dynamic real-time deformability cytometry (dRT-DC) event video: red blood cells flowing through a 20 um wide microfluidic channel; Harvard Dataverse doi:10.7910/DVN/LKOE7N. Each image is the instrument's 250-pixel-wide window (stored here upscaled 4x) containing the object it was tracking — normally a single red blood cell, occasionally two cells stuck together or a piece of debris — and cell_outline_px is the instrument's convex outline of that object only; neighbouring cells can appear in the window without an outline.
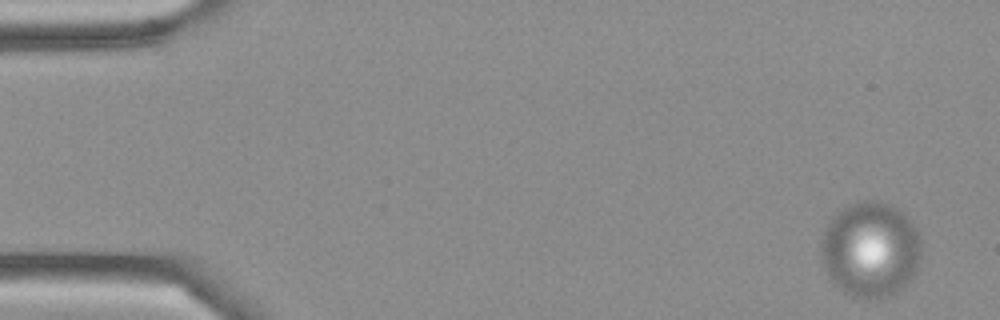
{"species": "Egyptian fruit bat (a non-hibernating species)", "species_latin": "Rousettus aegyptiacus", "temperature_condition": "cold", "stored_images_in_passage": 53, "camera_frame_rate_fps": 3000, "um_per_image_px": 0.085, "frame": {"image": 1, "passage_image": 2, "time_ms": 0.333, "image_size_px": [1000, 320], "cell_outline_px": [[920, 268], [896, 292], [888, 296], [876, 300], [864, 300], [852, 296], [844, 292], [832, 284], [820, 256], [820, 240], [832, 216], [848, 204], [860, 200], [880, 200], [892, 204], [916, 228], [920, 240]], "centroid_in_image_um": [73.96, 21.22], "position_along_channel_um": 11.0, "area_um2": 56.41}}
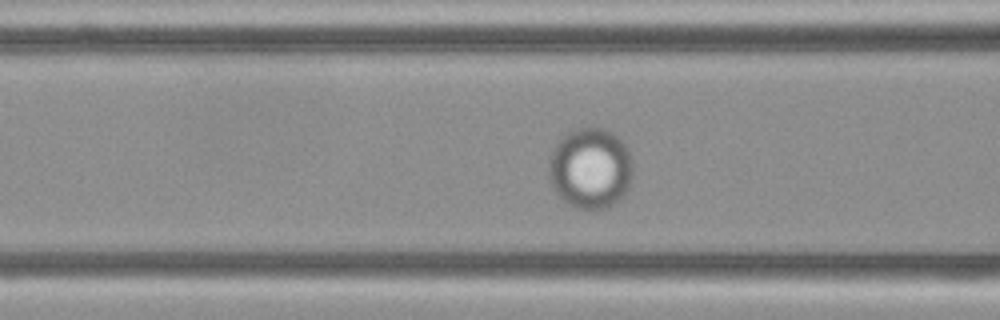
{"frame": {"image": 2, "passage_image": 21, "time_ms": 6.667, "image_size_px": [1000, 320], "cell_outline_px": [[632, 180], [628, 192], [620, 200], [608, 208], [592, 212], [588, 212], [576, 208], [568, 204], [556, 192], [548, 176], [548, 164], [552, 148], [568, 132], [576, 128], [600, 128], [612, 132], [628, 148], [632, 156]], "centroid_in_image_um": [50.21, 14.36], "position_along_channel_um": 116.4, "area_um2": 40.46}}
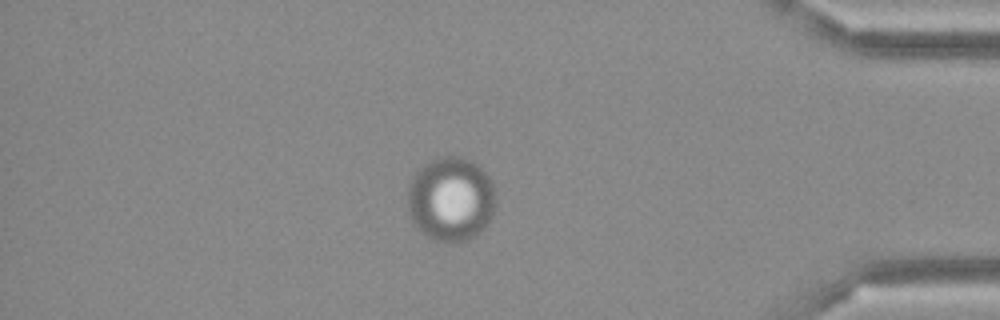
{"frame": {"image": 3, "passage_image": 46, "time_ms": 15.0, "image_size_px": [1000, 320], "cell_outline_px": [[496, 200], [492, 216], [484, 228], [476, 236], [468, 240], [432, 240], [416, 228], [412, 224], [408, 208], [408, 184], [412, 176], [424, 164], [432, 160], [444, 156], [460, 156], [472, 160], [488, 176], [492, 184], [496, 196]], "centroid_in_image_um": [38.31, 16.91], "position_along_channel_um": 396.9, "area_um2": 43.41}}